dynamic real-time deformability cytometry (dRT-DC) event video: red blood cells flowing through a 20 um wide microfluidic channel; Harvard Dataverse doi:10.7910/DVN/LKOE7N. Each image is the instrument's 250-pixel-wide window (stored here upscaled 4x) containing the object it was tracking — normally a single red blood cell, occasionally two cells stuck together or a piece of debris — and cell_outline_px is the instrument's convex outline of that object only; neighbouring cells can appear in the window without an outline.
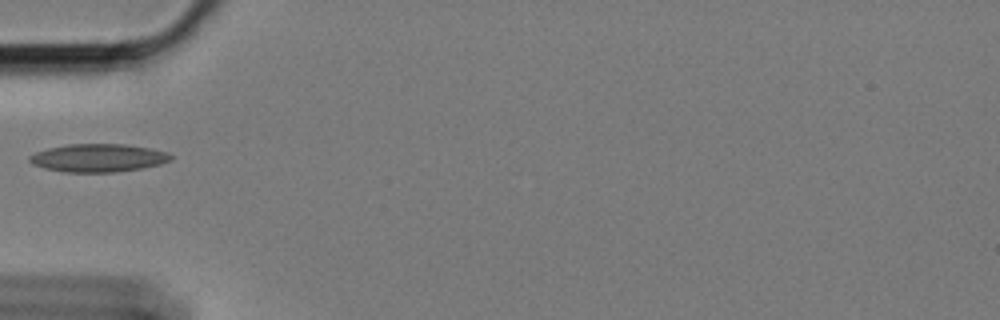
{"species": "Egyptian fruit bat (a non-hibernating species)", "species_latin": "Rousettus aegyptiacus", "temperature_condition": "cold", "stored_images_in_passage": 19, "camera_frame_rate_fps": 3000, "um_per_image_px": 0.085, "animal": {"sex": "female"}, "frame": {"image": 1, "passage_image": 1, "time_ms": 0.0, "image_size_px": [1000, 320], "cell_outline_px": [[172, 160], [160, 164], [140, 168], [116, 172], [64, 172], [44, 168], [32, 164], [28, 160], [28, 156], [36, 152], [48, 148], [68, 144], [128, 144], [168, 152], [172, 156]], "centroid_in_image_um": [8.33, 13.42], "position_along_channel_um": 76.7, "area_um2": 23.12}}
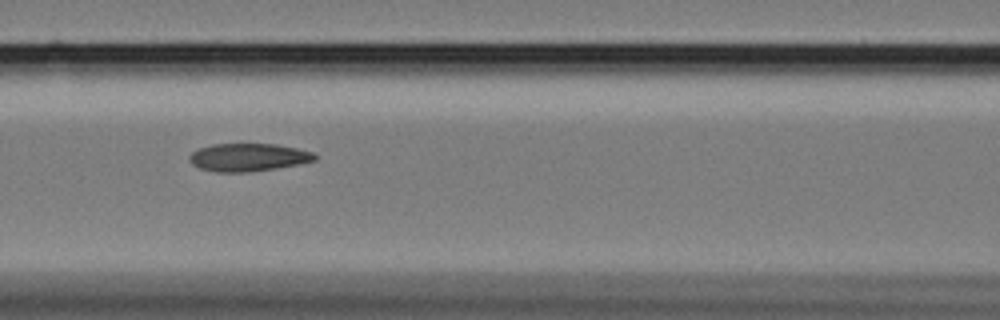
{"frame": {"image": 2, "passage_image": 7, "time_ms": 2.0, "image_size_px": [1000, 320], "cell_outline_px": [[320, 156], [316, 160], [276, 168], [248, 172], [216, 172], [200, 168], [192, 164], [188, 160], [188, 156], [192, 152], [200, 148], [212, 144], [276, 144], [296, 148], [312, 152]], "centroid_in_image_um": [21.09, 13.37], "position_along_channel_um": 145.5, "area_um2": 20.35}}
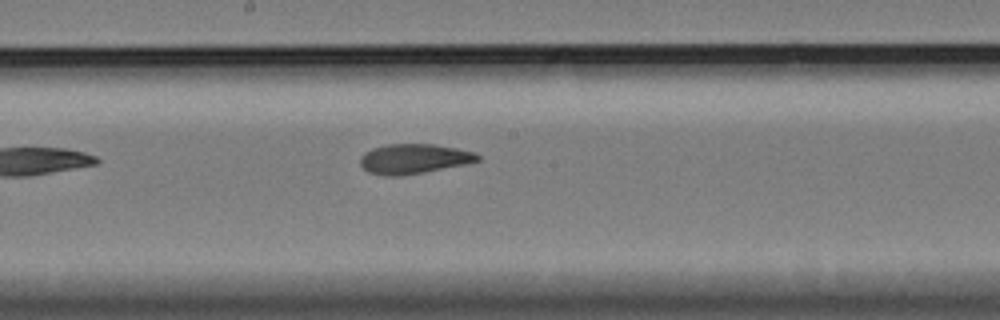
{"frame": {"image": 3, "passage_image": 13, "time_ms": 4.0, "image_size_px": [1000, 320], "cell_outline_px": [[480, 160], [468, 164], [400, 176], [384, 176], [368, 172], [360, 164], [360, 156], [364, 152], [372, 148], [388, 144], [432, 144], [456, 148], [476, 152], [480, 156]], "centroid_in_image_um": [35.18, 13.5], "position_along_channel_um": 213.0, "area_um2": 20.52}}